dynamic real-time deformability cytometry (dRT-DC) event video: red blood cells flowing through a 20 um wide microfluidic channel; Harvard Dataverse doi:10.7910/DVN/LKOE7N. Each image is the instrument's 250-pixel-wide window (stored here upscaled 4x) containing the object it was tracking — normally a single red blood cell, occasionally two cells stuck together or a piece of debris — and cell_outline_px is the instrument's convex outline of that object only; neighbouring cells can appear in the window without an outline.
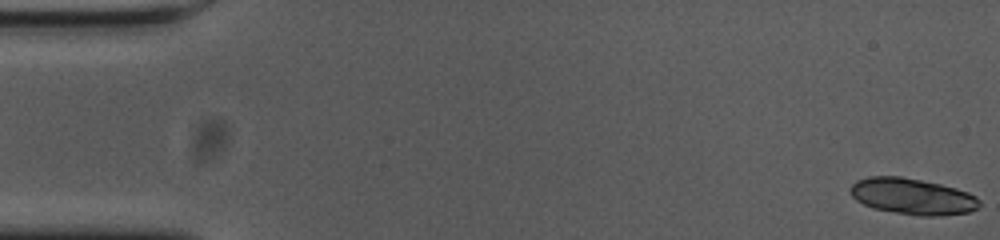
{"species": "common noctule bat (a hibernating species)", "species_latin": "Nyctalus noctula", "temperature_condition": "cold", "stored_images_in_passage": 56, "camera_frame_rate_fps": 3000, "um_per_image_px": 0.085, "animal": {"sex": "female", "body_mass_g": 23.0, "forearm_length_mm": 53.4}, "frame": {"image": 1, "passage_image": 1, "time_ms": 0.0, "image_size_px": [1000, 240], "cell_outline_px": [[980, 204], [976, 208], [968, 212], [940, 216], [920, 216], [872, 208], [856, 200], [852, 196], [848, 188], [856, 180], [868, 176], [900, 176], [940, 184], [956, 188], [968, 192], [976, 196], [980, 200]], "centroid_in_image_um": [77.53, 16.69], "position_along_channel_um": 7.5, "area_um2": 27.28}}
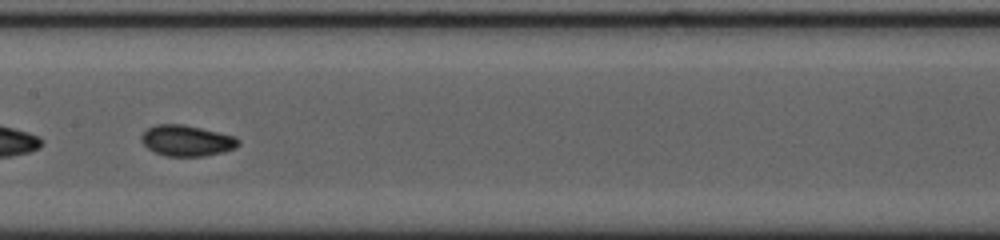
{"frame": {"image": 2, "passage_image": 28, "time_ms": 9.0, "image_size_px": [1000, 240], "cell_outline_px": [[240, 144], [236, 148], [224, 152], [200, 156], [168, 156], [156, 152], [148, 148], [140, 140], [140, 136], [148, 128], [156, 124], [184, 124], [232, 136], [240, 140]], "centroid_in_image_um": [15.86, 11.95], "position_along_channel_um": 191.5, "area_um2": 17.28}}
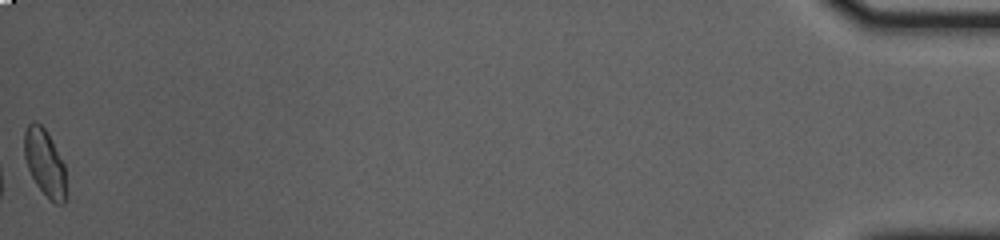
{"frame": {"image": 3, "passage_image": 56, "time_ms": 18.333, "image_size_px": [1000, 240], "cell_outline_px": [[64, 204], [56, 204], [36, 184], [28, 168], [24, 156], [24, 132], [28, 124], [32, 120], [40, 124], [44, 128], [64, 164]], "centroid_in_image_um": [3.76, 13.78], "position_along_channel_um": 431.4, "area_um2": 15.66}, "authors_computed_cell_mechanics": {"area_um2": 16.8776, "velocity_mm_per_s": 3.6855, "shape_relaxation_time_tau1_ms": 3.9437, "shape_relaxation_time_tau2_ms": 2.0921, "deformation_change_tau1": 0.0857, "deformation_change_tau2": 0.0553}}